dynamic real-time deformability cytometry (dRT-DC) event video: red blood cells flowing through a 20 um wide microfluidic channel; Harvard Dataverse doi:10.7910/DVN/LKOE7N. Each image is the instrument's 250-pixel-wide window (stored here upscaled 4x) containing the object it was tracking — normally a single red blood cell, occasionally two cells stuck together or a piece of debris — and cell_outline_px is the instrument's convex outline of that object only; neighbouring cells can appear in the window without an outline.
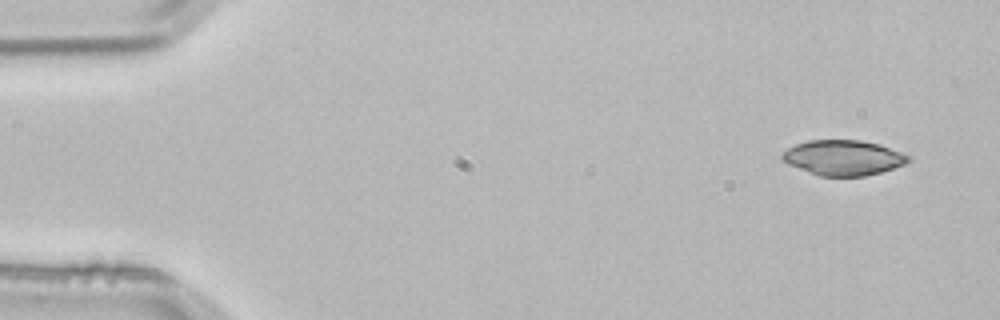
{"species": "common noctule bat (a hibernating species)", "species_latin": "Nyctalus noctula", "temperature_condition": "room temperature", "stored_images_in_passage": 3, "camera_frame_rate_fps": 3000, "um_per_image_px": 0.085, "animal": {"sex": "male", "body_mass_g": 21.5, "forearm_length_mm": 52.0}, "frame": {"image": 1, "passage_image": 1, "time_ms": 0.0, "image_size_px": [1000, 320], "cell_outline_px": [[912, 160], [904, 164], [880, 172], [864, 176], [820, 176], [788, 164], [780, 160], [780, 156], [788, 148], [796, 144], [808, 140], [860, 140], [880, 144], [912, 156]], "centroid_in_image_um": [71.69, 13.4], "position_along_channel_um": 13.3, "area_um2": 25.89}}
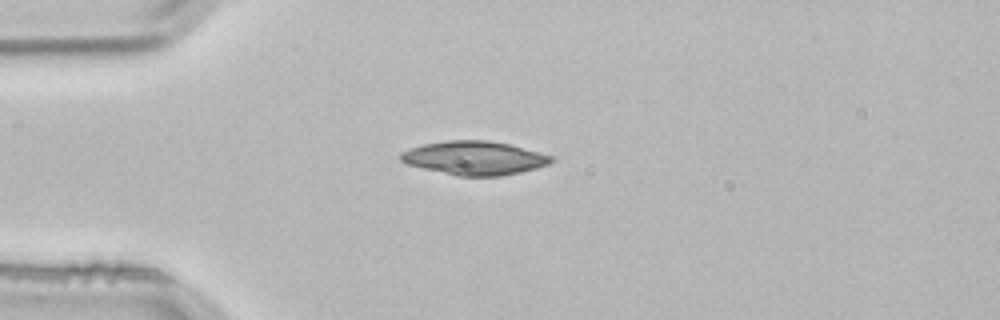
{"frame": {"image": 2, "passage_image": 3, "time_ms": 0.667, "image_size_px": [1000, 320], "cell_outline_px": [[556, 160], [548, 164], [536, 168], [520, 172], [500, 176], [456, 176], [408, 164], [400, 160], [400, 152], [408, 148], [424, 144], [448, 140], [488, 140], [508, 144], [540, 152], [552, 156]], "centroid_in_image_um": [40.33, 13.43], "position_along_channel_um": 44.7, "area_um2": 29.54}}